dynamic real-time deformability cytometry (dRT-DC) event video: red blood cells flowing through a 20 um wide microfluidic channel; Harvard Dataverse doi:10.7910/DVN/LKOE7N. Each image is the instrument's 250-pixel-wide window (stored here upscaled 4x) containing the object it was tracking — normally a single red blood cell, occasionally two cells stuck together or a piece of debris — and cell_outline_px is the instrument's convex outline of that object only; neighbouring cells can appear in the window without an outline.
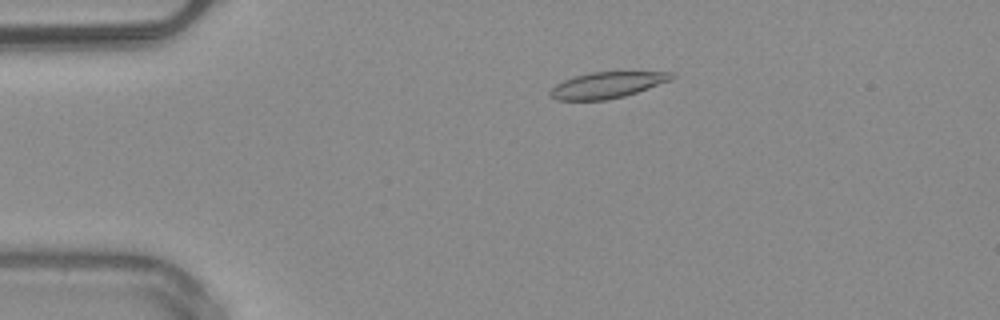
{"species": "common noctule bat (a hibernating species)", "species_latin": "Nyctalus noctula", "temperature_condition": "warm", "stored_images_in_passage": 51, "camera_frame_rate_fps": 3000, "um_per_image_px": 0.085, "animal": {"sex": "male", "body_mass_g": 20.4}, "frame": {"image": 1, "passage_image": 11, "time_ms": 3.333, "image_size_px": [1000, 320], "cell_outline_px": [[676, 76], [672, 80], [624, 96], [608, 100], [556, 100], [548, 96], [548, 92], [556, 84], [564, 80], [576, 76], [592, 72], [672, 72]], "centroid_in_image_um": [51.59, 7.24], "position_along_channel_um": 33.4, "area_um2": 18.44}}
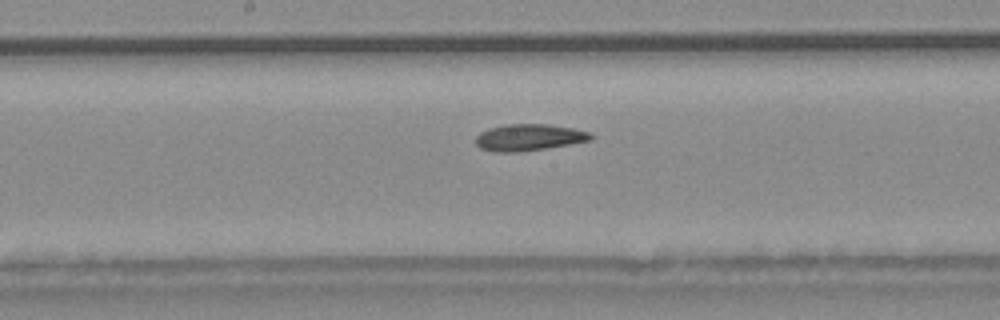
{"frame": {"image": 2, "passage_image": 27, "time_ms": 8.667, "image_size_px": [1000, 320], "cell_outline_px": [[592, 140], [520, 152], [492, 152], [480, 148], [476, 144], [476, 136], [480, 132], [488, 128], [504, 124], [548, 124], [572, 128], [592, 132]], "centroid_in_image_um": [44.93, 11.67], "position_along_channel_um": 203.3, "area_um2": 17.92}}
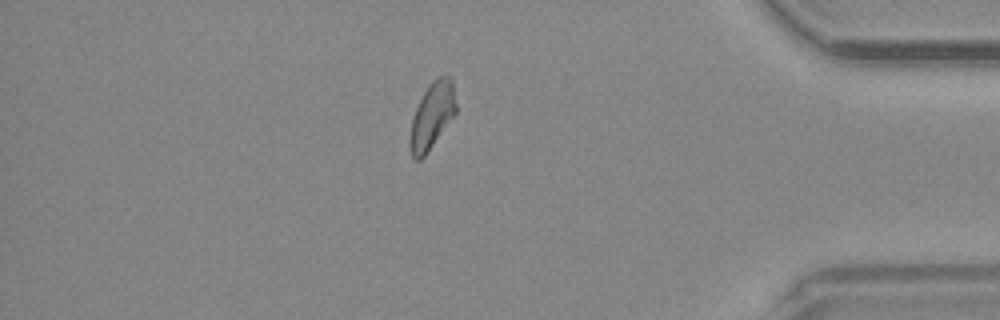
{"frame": {"image": 3, "passage_image": 44, "time_ms": 14.333, "image_size_px": [1000, 320], "cell_outline_px": [[456, 112], [424, 156], [420, 160], [416, 160], [412, 156], [408, 148], [408, 140], [412, 116], [428, 84], [432, 80], [440, 76], [452, 76], [456, 104]], "centroid_in_image_um": [36.69, 9.83], "position_along_channel_um": 398.5, "area_um2": 17.8}, "authors_computed_cell_mechanics": {"area_um2": 18.207, "velocity_mm_per_s": 4.0348, "shape_relaxation_time_tau1_ms": 9.4301, "shape_relaxation_time_tau2_ms": 11.3583, "deformation_change_tau1": 0.1773, "deformation_change_tau2": 0.1963}}